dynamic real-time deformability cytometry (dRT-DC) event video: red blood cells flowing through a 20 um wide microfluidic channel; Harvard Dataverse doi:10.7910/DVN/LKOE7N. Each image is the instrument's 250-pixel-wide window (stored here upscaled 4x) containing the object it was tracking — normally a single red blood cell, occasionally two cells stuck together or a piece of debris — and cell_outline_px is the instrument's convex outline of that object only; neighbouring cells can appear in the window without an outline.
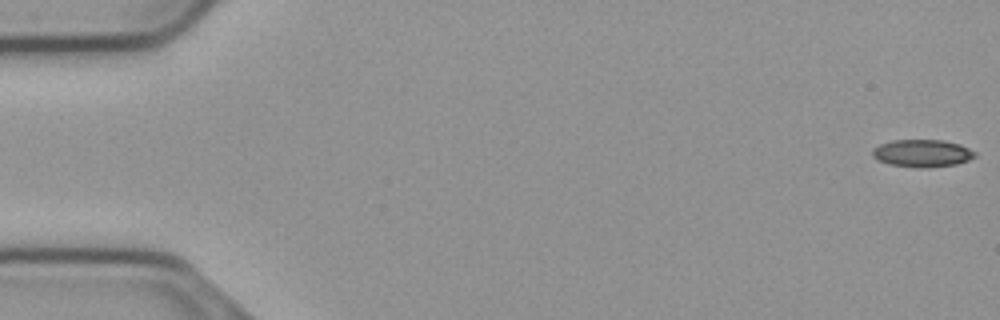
{"species": "common noctule bat (a hibernating species)", "species_latin": "Nyctalus noctula", "temperature_condition": "cold", "stored_images_in_passage": 55, "camera_frame_rate_fps": 3000, "um_per_image_px": 0.085, "animal": {"sex": "male", "body_mass_g": 23.1, "forearm_length_mm": 52.7}, "frame": {"image": 1, "passage_image": 1, "time_ms": 0.0, "image_size_px": [1000, 320], "cell_outline_px": [[976, 156], [968, 160], [956, 164], [928, 168], [920, 168], [888, 164], [876, 160], [872, 156], [872, 148], [880, 144], [892, 140], [940, 140], [960, 144], [976, 152]], "centroid_in_image_um": [78.36, 13.03], "position_along_channel_um": 6.6, "area_um2": 16.53}}
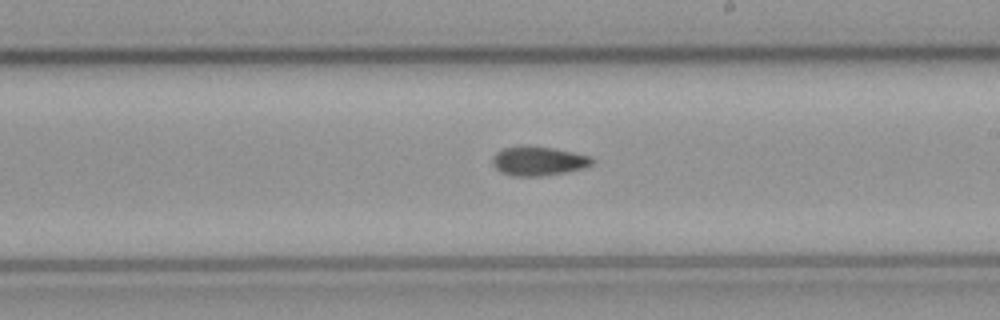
{"frame": {"image": 2, "passage_image": 32, "time_ms": 10.333, "image_size_px": [1000, 320], "cell_outline_px": [[596, 160], [592, 164], [584, 168], [564, 172], [540, 176], [516, 176], [500, 172], [492, 164], [492, 156], [496, 152], [504, 148], [520, 144], [552, 148], [572, 152], [588, 156]], "centroid_in_image_um": [45.72, 13.67], "position_along_channel_um": 243.3, "area_um2": 16.99}}
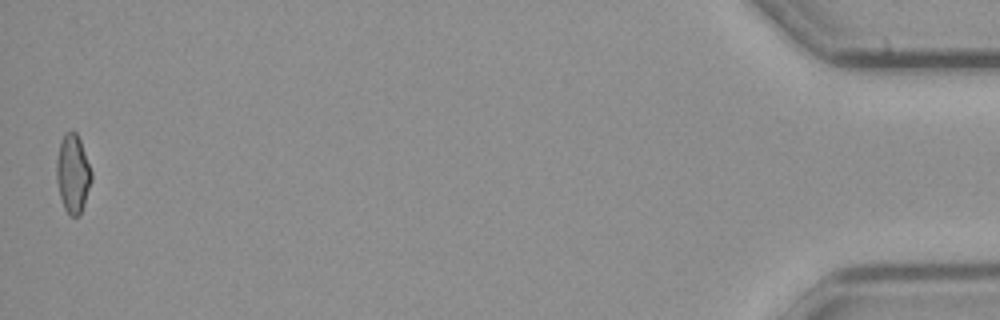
{"frame": {"image": 3, "passage_image": 55, "time_ms": 18.0, "image_size_px": [1000, 320], "cell_outline_px": [[92, 180], [80, 216], [68, 216], [64, 208], [60, 196], [56, 180], [56, 160], [60, 144], [64, 132], [72, 128], [76, 132], [80, 140], [92, 172]], "centroid_in_image_um": [6.18, 14.75], "position_along_channel_um": 429.0, "area_um2": 16.18}, "authors_computed_cell_mechanics": {"area_um2": 16.6464, "velocity_mm_per_s": 3.7321, "shape_relaxation_time_tau1_ms": 6.949, "shape_relaxation_time_tau2_ms": null, "deformation_change_tau1": 0.1334, "deformation_change_tau2": null}}